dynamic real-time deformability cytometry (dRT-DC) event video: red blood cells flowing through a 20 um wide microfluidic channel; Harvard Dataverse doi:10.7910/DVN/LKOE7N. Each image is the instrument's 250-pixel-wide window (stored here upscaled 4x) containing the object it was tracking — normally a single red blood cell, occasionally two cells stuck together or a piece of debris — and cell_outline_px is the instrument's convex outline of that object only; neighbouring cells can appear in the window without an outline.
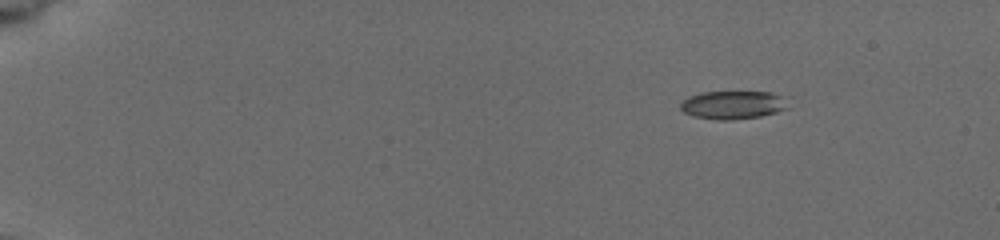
{"species": "common noctule bat (a hibernating species)", "species_latin": "Nyctalus noctula", "temperature_condition": "cold", "stored_images_in_passage": 10, "camera_frame_rate_fps": 3000, "um_per_image_px": 0.085, "animal": {"sex": "female", "body_mass_g": 19.5, "forearm_length_mm": 54.1}, "frame": {"image": 1, "passage_image": 1, "time_ms": 0.0, "image_size_px": [1000, 240], "cell_outline_px": [[792, 96], [788, 108], [776, 112], [760, 116], [732, 120], [716, 120], [692, 116], [684, 112], [680, 108], [680, 104], [688, 96], [704, 92], [772, 92]], "centroid_in_image_um": [62.41, 8.9], "position_along_channel_um": 22.6, "area_um2": 18.21}}
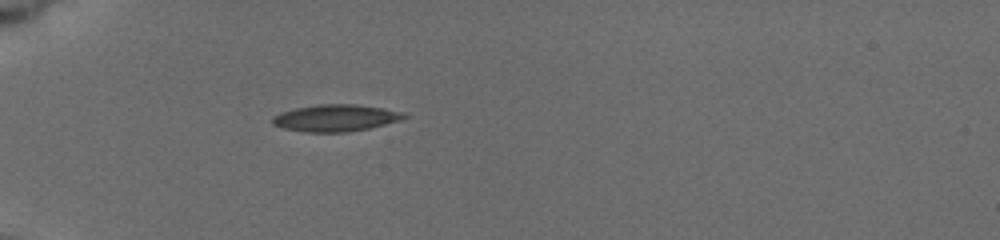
{"frame": {"image": 2, "passage_image": 7, "time_ms": 3.667, "image_size_px": [1000, 240], "cell_outline_px": [[408, 116], [400, 120], [368, 128], [348, 132], [304, 132], [284, 128], [272, 124], [272, 116], [280, 112], [296, 108], [316, 104], [356, 104], [384, 108], [404, 112]], "centroid_in_image_um": [28.51, 10.02], "position_along_channel_um": 56.5, "area_um2": 20.63}}
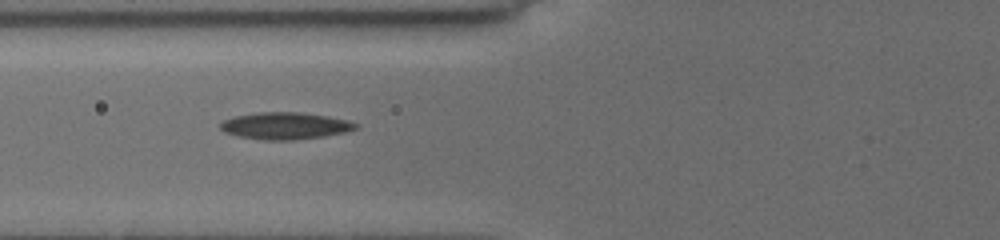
{"frame": {"image": 3, "passage_image": 9, "time_ms": 5.333, "image_size_px": [1000, 240], "cell_outline_px": [[356, 128], [344, 132], [324, 136], [292, 140], [268, 140], [240, 136], [224, 132], [220, 128], [220, 124], [224, 120], [236, 116], [256, 112], [300, 112], [328, 116], [348, 120], [356, 124]], "centroid_in_image_um": [24.22, 10.68], "position_along_channel_um": 101.6, "area_um2": 20.98}}